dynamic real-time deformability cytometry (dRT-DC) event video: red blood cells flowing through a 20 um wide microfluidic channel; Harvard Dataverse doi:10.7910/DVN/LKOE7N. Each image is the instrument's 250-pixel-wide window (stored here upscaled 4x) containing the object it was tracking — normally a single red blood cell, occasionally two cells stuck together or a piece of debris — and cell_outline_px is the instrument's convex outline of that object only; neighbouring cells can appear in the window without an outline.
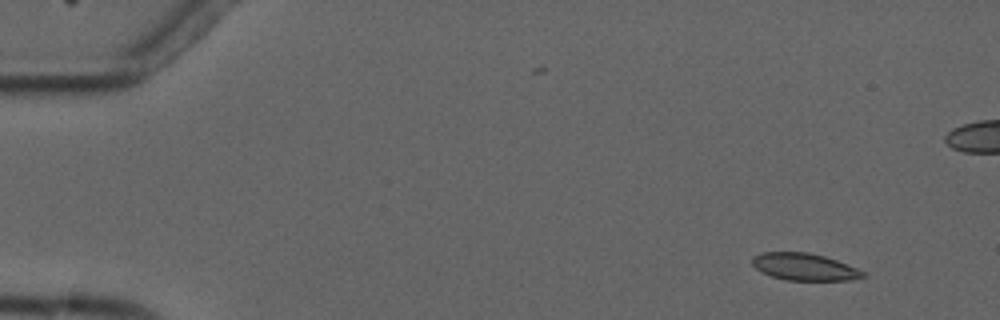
{"species": "common noctule bat (a hibernating species)", "species_latin": "Nyctalus noctula", "temperature_condition": "cold", "stored_images_in_passage": 5, "camera_frame_rate_fps": 3000, "um_per_image_px": 0.085, "animal": {"sex": "male", "forearm_length_mm": 52.5}, "frame": {"image": 1, "passage_image": 1, "time_ms": 0.0, "image_size_px": [1000, 320], "cell_outline_px": [[868, 276], [848, 280], [788, 280], [772, 276], [760, 272], [752, 264], [752, 256], [764, 252], [808, 252], [824, 256], [836, 260], [856, 268], [864, 272]], "centroid_in_image_um": [68.35, 22.68], "position_along_channel_um": 16.6, "area_um2": 17.4}}